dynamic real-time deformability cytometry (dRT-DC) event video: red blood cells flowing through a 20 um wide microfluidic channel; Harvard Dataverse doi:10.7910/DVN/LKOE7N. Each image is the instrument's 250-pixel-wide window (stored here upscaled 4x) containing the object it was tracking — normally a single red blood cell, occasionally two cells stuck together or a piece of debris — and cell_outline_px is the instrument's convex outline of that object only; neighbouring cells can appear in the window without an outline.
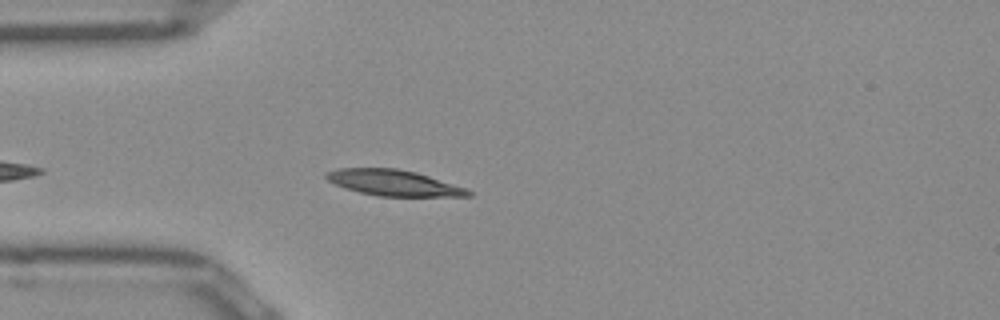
{"species": "Egyptian fruit bat (a non-hibernating species)", "species_latin": "Rousettus aegyptiacus", "temperature_condition": "room temperature", "stored_images_in_passage": 29, "camera_frame_rate_fps": 3000, "um_per_image_px": 0.085, "frame": {"image": 1, "passage_image": 5, "time_ms": 1.333, "image_size_px": [1000, 320], "cell_outline_px": [[472, 196], [380, 196], [360, 192], [336, 184], [328, 180], [324, 176], [324, 172], [336, 168], [396, 168], [416, 172], [464, 188], [472, 192]], "centroid_in_image_um": [33.41, 15.53], "position_along_channel_um": 51.6, "area_um2": 21.04}}
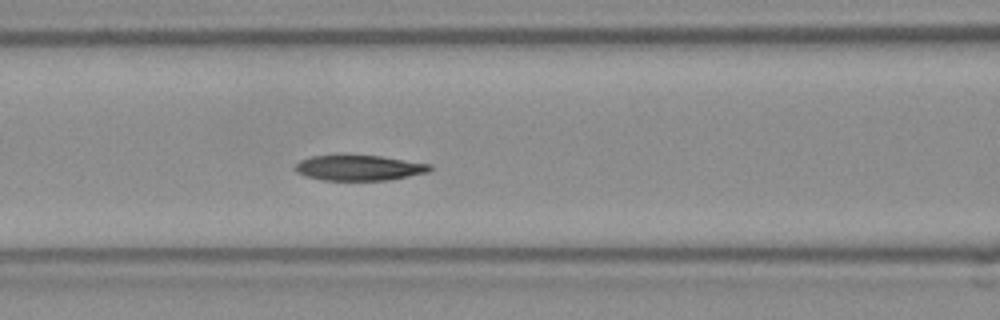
{"frame": {"image": 2, "passage_image": 12, "time_ms": 3.667, "image_size_px": [1000, 320], "cell_outline_px": [[432, 168], [428, 172], [388, 180], [324, 180], [304, 176], [296, 172], [296, 164], [300, 160], [312, 156], [380, 156], [432, 164]], "centroid_in_image_um": [30.53, 14.27], "position_along_channel_um": 136.1, "area_um2": 19.65}}
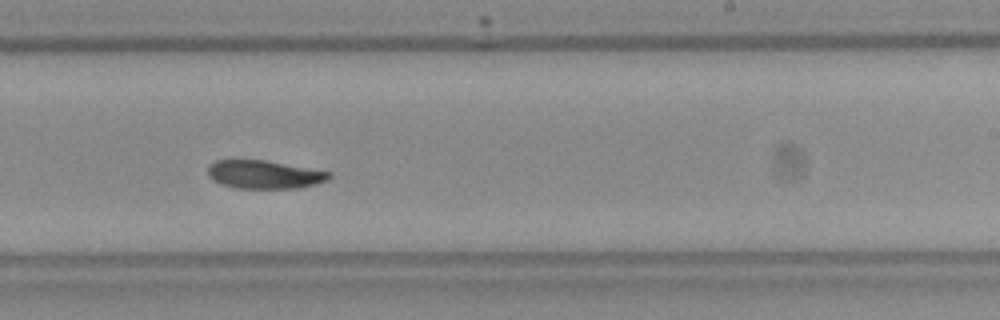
{"frame": {"image": 3, "passage_image": 22, "time_ms": 7.0, "image_size_px": [1000, 320], "cell_outline_px": [[332, 176], [328, 180], [316, 184], [300, 188], [236, 188], [220, 184], [212, 180], [208, 172], [208, 168], [216, 160], [264, 160], [332, 172]], "centroid_in_image_um": [22.5, 14.84], "position_along_channel_um": 266.5, "area_um2": 19.94}, "authors_computed_cell_mechanics": {"area_um2": 21.0392, "velocity_mm_per_s": 3.9393, "shape_relaxation_time_tau1_ms": 10.4841, "shape_relaxation_time_tau2_ms": null, "deformation_change_tau1": 0.1722, "deformation_change_tau2": null}}